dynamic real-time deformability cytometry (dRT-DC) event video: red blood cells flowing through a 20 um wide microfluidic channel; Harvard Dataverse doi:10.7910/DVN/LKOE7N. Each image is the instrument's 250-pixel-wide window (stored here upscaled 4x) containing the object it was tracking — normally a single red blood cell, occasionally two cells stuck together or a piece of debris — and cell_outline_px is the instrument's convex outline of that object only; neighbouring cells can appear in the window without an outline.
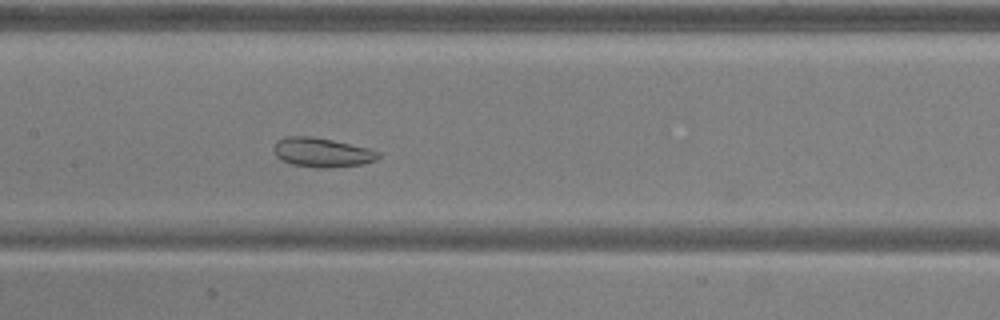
{"species": "common noctule bat (a hibernating species)", "species_latin": "Nyctalus noctula", "temperature_condition": "warm", "stored_images_in_passage": 46, "camera_frame_rate_fps": 3000, "um_per_image_px": 0.085, "animal": {"sex": "male", "body_mass_g": 20.5, "forearm_length_mm": 52.5}, "frame": {"image": 1, "passage_image": 18, "time_ms": 5.667, "image_size_px": [1000, 320], "cell_outline_px": [[380, 156], [376, 160], [364, 164], [324, 168], [316, 168], [292, 164], [280, 160], [276, 156], [272, 148], [276, 140], [284, 136], [312, 136], [372, 148], [380, 152]], "centroid_in_image_um": [27.36, 12.95], "position_along_channel_um": 180.0, "area_um2": 18.21}}
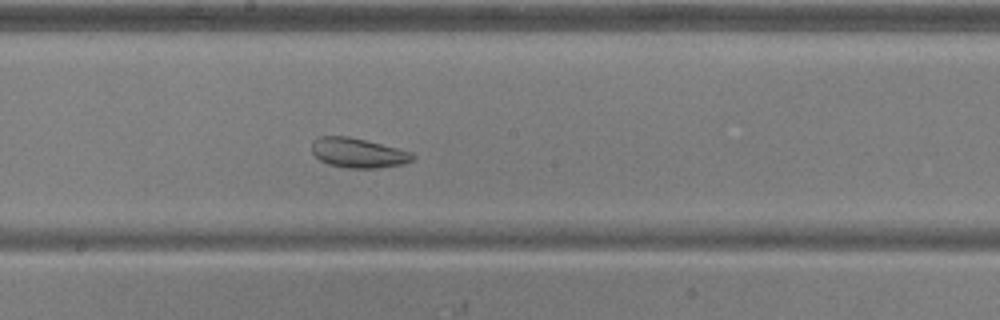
{"frame": {"image": 2, "passage_image": 21, "time_ms": 6.667, "image_size_px": [1000, 320], "cell_outline_px": [[416, 156], [412, 160], [404, 164], [376, 168], [348, 168], [328, 164], [320, 160], [312, 152], [312, 140], [320, 136], [348, 136], [412, 152]], "centroid_in_image_um": [30.42, 13.0], "position_along_channel_um": 217.8, "area_um2": 17.34}}
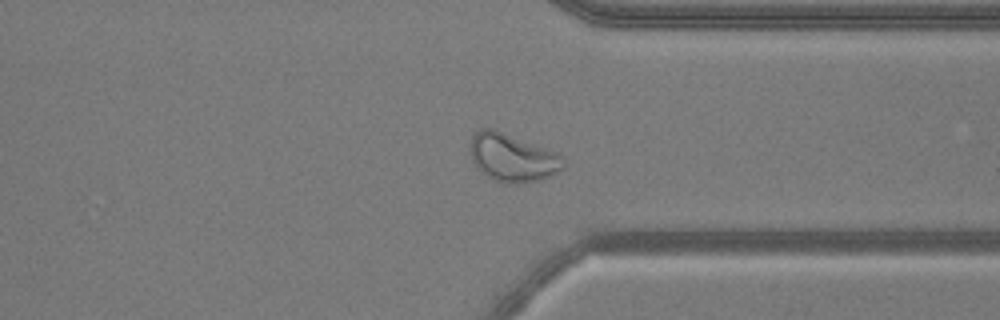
{"frame": {"image": 3, "passage_image": 33, "time_ms": 10.667, "image_size_px": [1000, 320], "cell_outline_px": [[568, 164], [564, 168], [552, 176], [540, 180], [520, 184], [504, 184], [488, 176], [476, 168], [472, 160], [472, 136], [480, 128], [496, 128], [556, 152]], "centroid_in_image_um": [43.6, 13.41], "position_along_channel_um": 367.8, "area_um2": 26.36}, "authors_computed_cell_mechanics": {"area_um2": 25.6343, "velocity_mm_per_s": 3.7928, "shape_relaxation_time_tau1_ms": null, "shape_relaxation_time_tau2_ms": 1.1898, "deformation_change_tau1": null, "deformation_change_tau2": 0.0736}}